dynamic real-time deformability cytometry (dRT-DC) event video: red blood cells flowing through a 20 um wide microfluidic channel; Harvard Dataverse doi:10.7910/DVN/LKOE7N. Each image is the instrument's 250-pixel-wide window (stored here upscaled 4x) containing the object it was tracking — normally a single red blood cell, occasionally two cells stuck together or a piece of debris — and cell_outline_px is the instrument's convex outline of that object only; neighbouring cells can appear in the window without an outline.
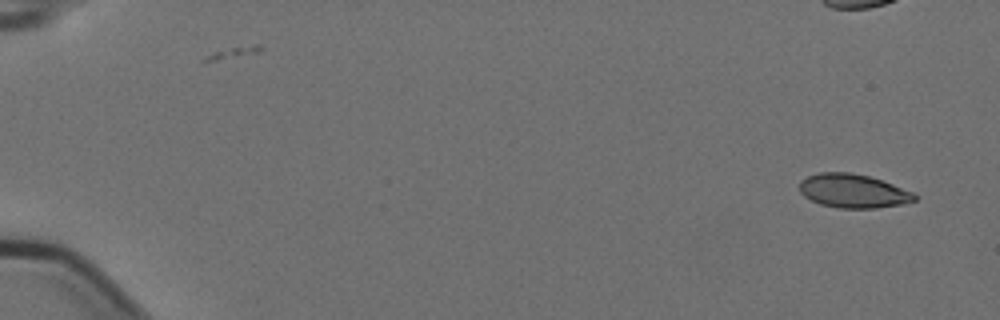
{"species": "Egyptian fruit bat (a non-hibernating species)", "species_latin": "Rousettus aegyptiacus", "temperature_condition": "cold", "stored_images_in_passage": 6, "camera_frame_rate_fps": 3000, "um_per_image_px": 0.085, "animal": {"sex": "female"}, "frame": {"image": 1, "passage_image": 1, "time_ms": 0.0, "image_size_px": [1000, 320], "cell_outline_px": [[916, 200], [900, 204], [876, 208], [840, 208], [820, 204], [804, 196], [800, 192], [800, 180], [808, 176], [820, 172], [848, 172], [868, 176], [892, 184], [912, 192], [916, 196]], "centroid_in_image_um": [72.48, 16.23], "position_along_channel_um": 12.5, "area_um2": 22.37}}